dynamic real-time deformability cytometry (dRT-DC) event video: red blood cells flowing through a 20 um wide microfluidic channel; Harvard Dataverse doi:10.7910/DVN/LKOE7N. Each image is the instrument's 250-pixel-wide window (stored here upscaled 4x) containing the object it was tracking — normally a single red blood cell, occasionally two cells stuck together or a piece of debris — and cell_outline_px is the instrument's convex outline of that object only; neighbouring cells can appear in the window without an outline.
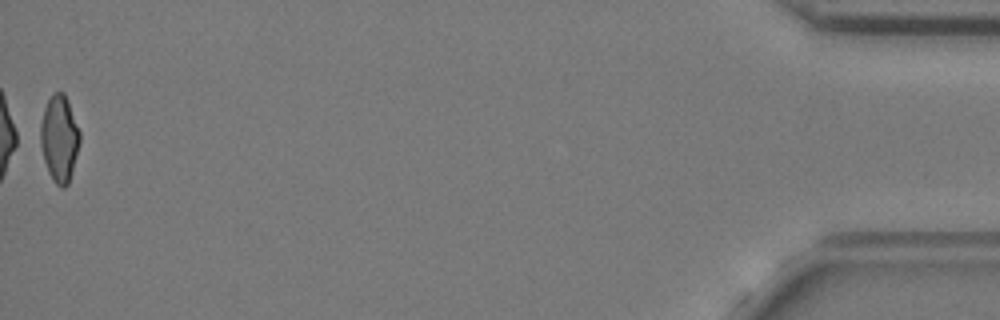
{"species": "common noctule bat (a hibernating species)", "species_latin": "Nyctalus noctula", "temperature_condition": "cold", "stored_images_in_passage": 56, "camera_frame_rate_fps": 3000, "um_per_image_px": 0.085, "animal": {"sex": "female", "body_mass_g": 24.6, "forearm_length_mm": 56.2}, "frame": {"image": 1, "passage_image": 56, "time_ms": 18.333, "image_size_px": [1000, 320], "cell_outline_px": [[80, 140], [72, 172], [68, 184], [64, 188], [60, 188], [52, 180], [48, 172], [44, 160], [40, 144], [40, 124], [44, 108], [52, 92], [64, 92], [68, 100], [80, 132]], "centroid_in_image_um": [5.03, 11.77], "position_along_channel_um": 430.2, "area_um2": 19.94}, "authors_computed_cell_mechanics": {"area_um2": 20.4901, "velocity_mm_per_s": 3.6899, "shape_relaxation_time_tau1_ms": 6.0759, "shape_relaxation_time_tau2_ms": 2.1435, "deformation_change_tau1": 0.1246, "deformation_change_tau2": 0.0727}}